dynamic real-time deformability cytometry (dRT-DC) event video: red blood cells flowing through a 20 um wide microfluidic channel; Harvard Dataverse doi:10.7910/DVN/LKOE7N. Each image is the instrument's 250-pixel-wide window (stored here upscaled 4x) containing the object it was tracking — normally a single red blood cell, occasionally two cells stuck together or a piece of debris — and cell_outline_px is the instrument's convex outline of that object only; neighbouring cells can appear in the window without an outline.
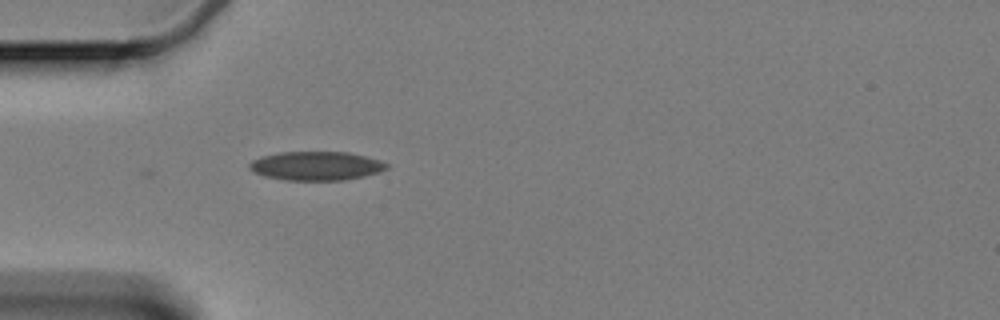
{"species": "Egyptian fruit bat (a non-hibernating species)", "species_latin": "Rousettus aegyptiacus", "temperature_condition": "cold", "stored_images_in_passage": 43, "camera_frame_rate_fps": 3000, "um_per_image_px": 0.085, "animal": {"sex": "female"}, "frame": {"image": 1, "passage_image": 1, "time_ms": 0.0, "image_size_px": [1000, 320], "cell_outline_px": [[388, 168], [380, 172], [364, 176], [344, 180], [284, 180], [264, 176], [252, 172], [248, 168], [248, 164], [252, 160], [260, 156], [280, 152], [348, 152], [380, 160], [388, 164]], "centroid_in_image_um": [26.84, 14.1], "position_along_channel_um": 58.2, "area_um2": 23.24}}
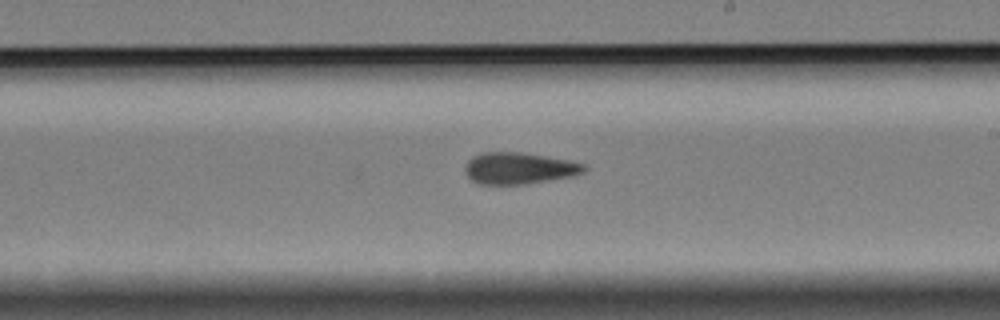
{"frame": {"image": 2, "passage_image": 18, "time_ms": 5.667, "image_size_px": [1000, 320], "cell_outline_px": [[588, 168], [584, 172], [572, 176], [524, 184], [480, 184], [472, 180], [468, 176], [464, 168], [468, 160], [472, 156], [480, 152], [520, 152], [568, 160], [584, 164]], "centroid_in_image_um": [44.1, 14.29], "position_along_channel_um": 244.9, "area_um2": 21.79}}
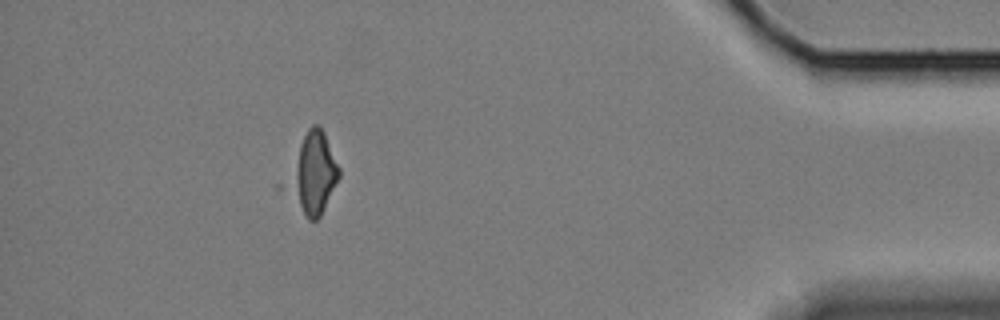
{"frame": {"image": 3, "passage_image": 37, "time_ms": 12.0, "image_size_px": [1000, 320], "cell_outline_px": [[340, 176], [320, 216], [316, 220], [308, 220], [288, 184], [300, 144], [308, 128], [312, 124], [320, 124], [324, 132], [340, 168]], "centroid_in_image_um": [26.71, 14.68], "position_along_channel_um": 408.5, "area_um2": 22.6}, "authors_computed_cell_mechanics": {"area_um2": 22.0796, "velocity_mm_per_s": 3.3514, "shape_relaxation_time_tau1_ms": null, "shape_relaxation_time_tau2_ms": 5.5711, "deformation_change_tau1": null, "deformation_change_tau2": 0.1358}}